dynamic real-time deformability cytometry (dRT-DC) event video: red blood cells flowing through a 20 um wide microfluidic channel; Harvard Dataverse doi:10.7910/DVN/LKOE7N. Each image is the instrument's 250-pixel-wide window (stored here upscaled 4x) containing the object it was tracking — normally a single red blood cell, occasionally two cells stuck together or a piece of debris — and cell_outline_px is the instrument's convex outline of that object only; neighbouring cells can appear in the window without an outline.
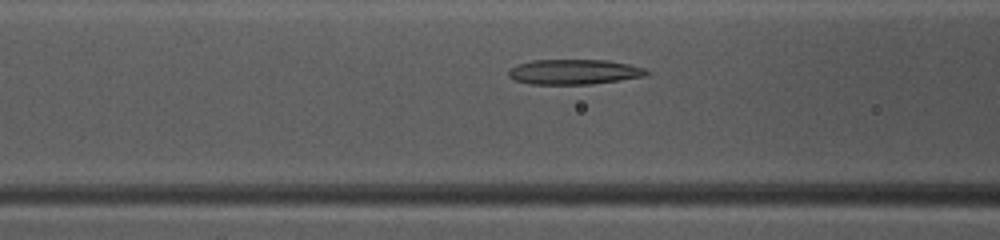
{"species": "common noctule bat (a hibernating species)", "species_latin": "Nyctalus noctula", "temperature_condition": "warm", "stored_images_in_passage": 42, "camera_frame_rate_fps": 3000, "um_per_image_px": 0.085, "animal": {"sex": "female", "body_mass_g": 10.0, "forearm_length_mm": 53.1}, "frame": {"image": 1, "passage_image": 20, "time_ms": 6.333, "image_size_px": [1000, 240], "cell_outline_px": [[652, 72], [648, 76], [592, 84], [528, 84], [516, 80], [508, 76], [508, 68], [532, 60], [608, 60], [628, 64], [644, 68]], "centroid_in_image_um": [48.83, 6.11], "position_along_channel_um": 117.8, "area_um2": 20.29}}
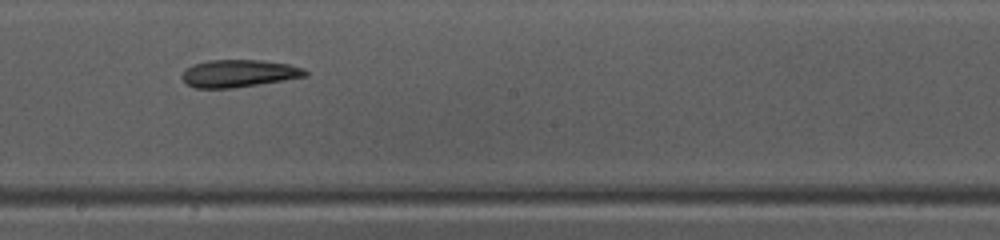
{"frame": {"image": 2, "passage_image": 28, "time_ms": 9.0, "image_size_px": [1000, 240], "cell_outline_px": [[308, 76], [284, 80], [232, 88], [196, 88], [188, 84], [180, 76], [184, 68], [192, 64], [208, 60], [260, 60], [288, 64], [304, 68], [308, 72]], "centroid_in_image_um": [20.28, 6.23], "position_along_channel_um": 227.9, "area_um2": 19.77}}
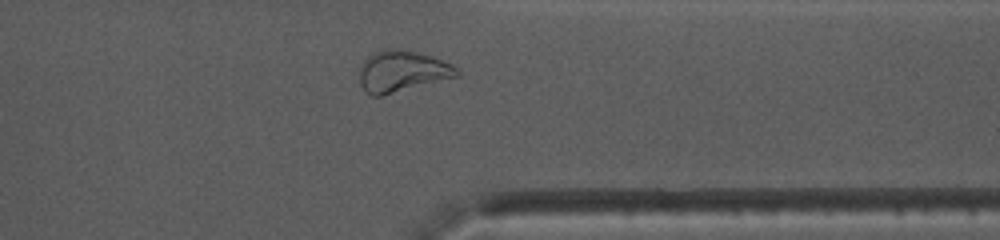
{"frame": {"image": 3, "passage_image": 39, "time_ms": 12.667, "image_size_px": [1000, 240], "cell_outline_px": [[460, 76], [384, 96], [372, 96], [360, 84], [360, 68], [364, 60], [368, 56], [384, 48], [400, 48], [420, 52], [432, 56], [452, 64], [460, 72]], "centroid_in_image_um": [34.21, 6.05], "position_along_channel_um": 377.2, "area_um2": 23.76}, "authors_computed_cell_mechanics": {"area_um2": 20.5768, "velocity_mm_per_s": 4.1327, "shape_relaxation_time_tau1_ms": null, "shape_relaxation_time_tau2_ms": 3.464, "deformation_change_tau1": null, "deformation_change_tau2": 0.1057}}